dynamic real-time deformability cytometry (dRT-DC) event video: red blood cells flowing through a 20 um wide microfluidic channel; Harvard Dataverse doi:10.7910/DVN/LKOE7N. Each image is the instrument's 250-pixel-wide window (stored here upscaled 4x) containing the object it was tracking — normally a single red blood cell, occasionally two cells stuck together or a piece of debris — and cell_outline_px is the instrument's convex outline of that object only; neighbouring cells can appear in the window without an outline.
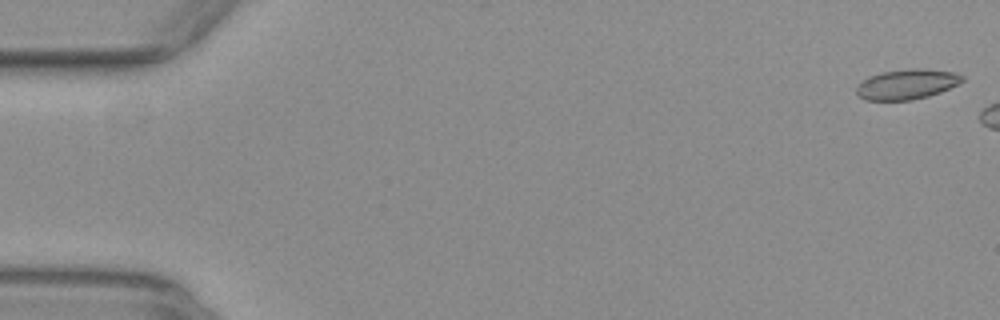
{"species": "common noctule bat (a hibernating species)", "species_latin": "Nyctalus noctula", "temperature_condition": "warm", "stored_images_in_passage": 7, "camera_frame_rate_fps": 3000, "um_per_image_px": 0.085, "animal": {"sex": "female", "body_mass_g": 29.2, "forearm_length_mm": 56.3}, "frame": {"image": 1, "passage_image": 1, "time_ms": 0.0, "image_size_px": [1000, 320], "cell_outline_px": [[964, 80], [940, 92], [928, 96], [912, 100], [864, 100], [856, 92], [856, 88], [868, 76], [880, 72], [912, 68], [920, 68], [956, 72], [964, 76]], "centroid_in_image_um": [77.08, 7.15], "position_along_channel_um": 7.9, "area_um2": 18.5}}